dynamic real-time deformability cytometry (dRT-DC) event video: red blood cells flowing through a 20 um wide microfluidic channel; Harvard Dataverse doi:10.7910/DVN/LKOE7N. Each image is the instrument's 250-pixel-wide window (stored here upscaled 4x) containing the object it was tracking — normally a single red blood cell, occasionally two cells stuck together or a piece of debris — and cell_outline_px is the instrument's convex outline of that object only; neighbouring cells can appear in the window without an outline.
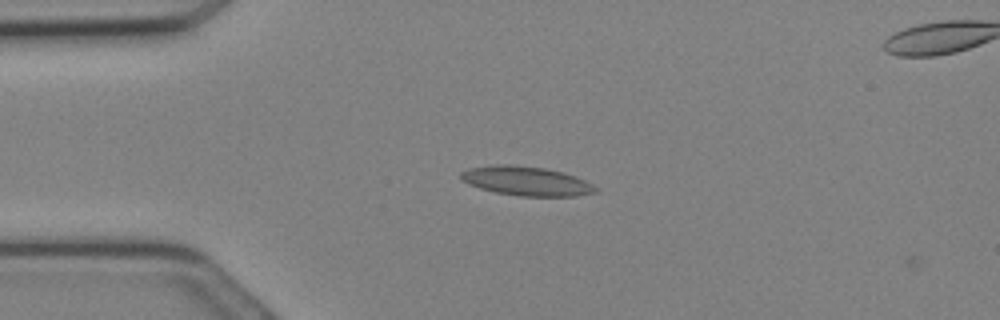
{"species": "Egyptian fruit bat (a non-hibernating species)", "species_latin": "Rousettus aegyptiacus", "temperature_condition": "cold", "stored_images_in_passage": 17, "camera_frame_rate_fps": 3000, "um_per_image_px": 0.085, "animal": {"sex": "female"}, "frame": {"image": 1, "passage_image": 6, "time_ms": 1.667, "image_size_px": [1000, 320], "cell_outline_px": [[588, 192], [568, 196], [528, 196], [500, 192], [484, 188], [472, 184], [464, 180], [460, 176], [464, 172], [476, 168], [536, 168], [556, 172], [572, 176], [580, 180], [584, 184]], "centroid_in_image_um": [44.65, 15.44], "position_along_channel_um": 40.3, "area_um2": 19.42}}
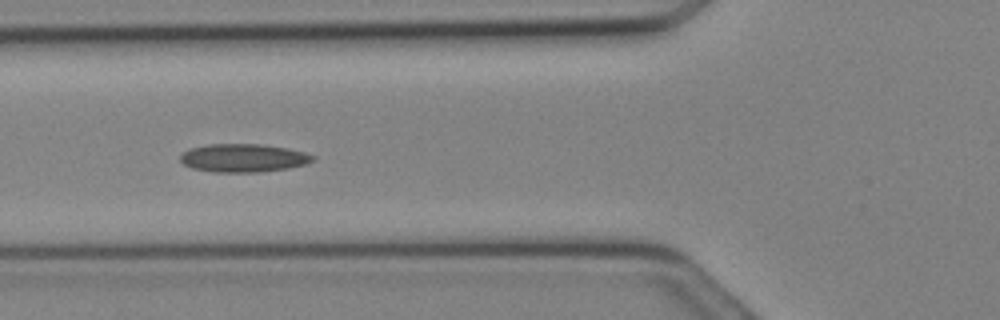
{"frame": {"image": 2, "passage_image": 10, "time_ms": 3.0, "image_size_px": [1000, 320], "cell_outline_px": [[312, 160], [300, 164], [280, 168], [196, 168], [180, 160], [180, 156], [184, 152], [196, 148], [216, 144], [252, 144], [280, 148], [300, 152], [312, 156]], "centroid_in_image_um": [20.64, 13.33], "position_along_channel_um": 105.2, "area_um2": 18.38}}
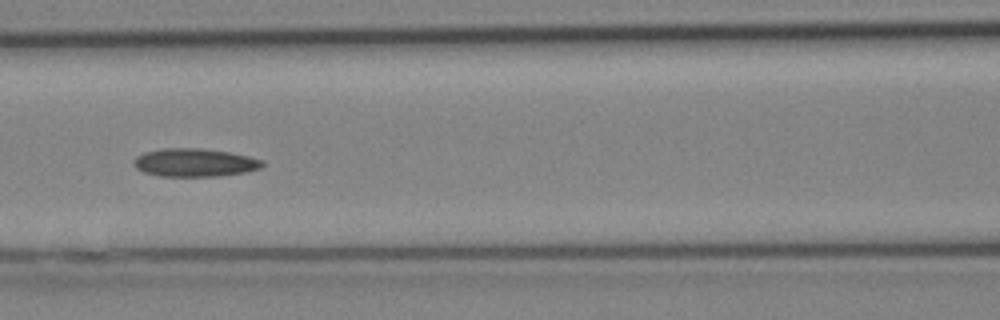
{"frame": {"image": 3, "passage_image": 12, "time_ms": 3.667, "image_size_px": [1000, 320], "cell_outline_px": [[260, 164], [256, 168], [236, 172], [196, 176], [172, 176], [148, 172], [140, 168], [136, 164], [136, 160], [140, 156], [148, 152], [224, 152], [244, 156], [260, 160]], "centroid_in_image_um": [16.56, 13.88], "position_along_channel_um": 150.0, "area_um2": 17.51}}